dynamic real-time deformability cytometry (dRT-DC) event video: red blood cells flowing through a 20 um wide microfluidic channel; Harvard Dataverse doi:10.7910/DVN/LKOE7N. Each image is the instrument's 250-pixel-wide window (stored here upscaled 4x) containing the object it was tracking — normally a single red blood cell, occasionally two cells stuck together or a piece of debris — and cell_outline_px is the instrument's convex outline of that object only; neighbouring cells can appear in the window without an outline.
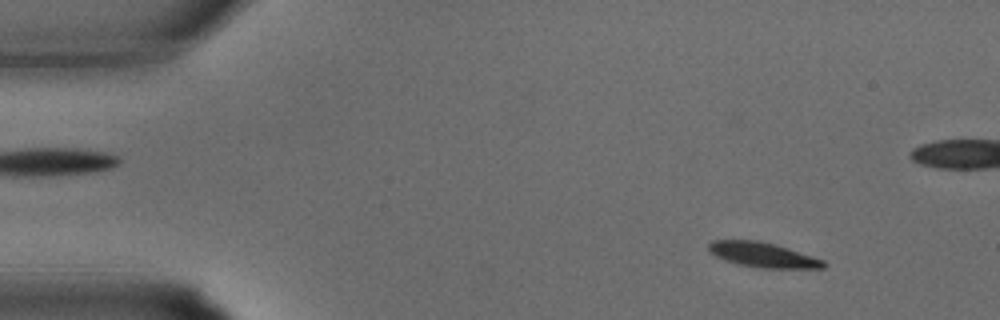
{"species": "common noctule bat (a hibernating species)", "species_latin": "Nyctalus noctula", "temperature_condition": "warm", "stored_images_in_passage": 34, "camera_frame_rate_fps": 3000, "um_per_image_px": 0.085, "animal": {"sex": "male", "body_mass_g": 15.6}, "frame": {"image": 1, "passage_image": 3, "time_ms": 0.667, "image_size_px": [1000, 320], "cell_outline_px": [[828, 264], [824, 268], [764, 268], [740, 264], [724, 260], [716, 256], [708, 248], [708, 244], [712, 240], [756, 240], [776, 244], [824, 260]], "centroid_in_image_um": [64.87, 21.65], "position_along_channel_um": 20.1, "area_um2": 16.53}}
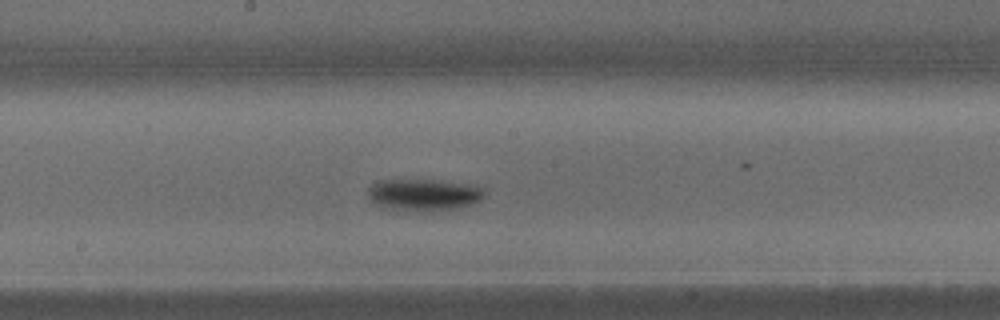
{"frame": {"image": 2, "passage_image": 17, "time_ms": 5.333, "image_size_px": [1000, 320], "cell_outline_px": [[488, 192], [480, 200], [472, 204], [456, 208], [420, 212], [412, 212], [392, 208], [380, 204], [372, 200], [368, 196], [368, 188], [372, 184], [380, 180], [432, 180], [476, 184], [484, 188]], "centroid_in_image_um": [36.11, 16.54], "position_along_channel_um": 212.1, "area_um2": 21.68}}
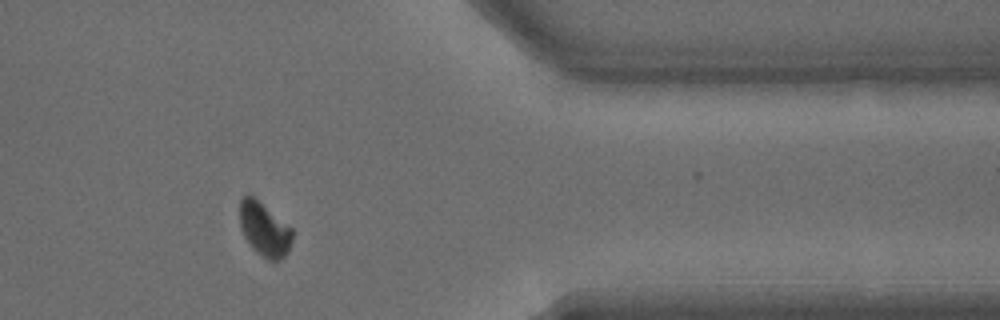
{"frame": {"image": 3, "passage_image": 27, "time_ms": 8.667, "image_size_px": [1000, 320], "cell_outline_px": [[292, 240], [288, 252], [280, 260], [268, 260], [256, 252], [252, 248], [244, 236], [240, 228], [240, 200], [244, 196], [252, 196], [292, 228]], "centroid_in_image_um": [22.47, 19.52], "position_along_channel_um": 388.9, "area_um2": 16.24}}